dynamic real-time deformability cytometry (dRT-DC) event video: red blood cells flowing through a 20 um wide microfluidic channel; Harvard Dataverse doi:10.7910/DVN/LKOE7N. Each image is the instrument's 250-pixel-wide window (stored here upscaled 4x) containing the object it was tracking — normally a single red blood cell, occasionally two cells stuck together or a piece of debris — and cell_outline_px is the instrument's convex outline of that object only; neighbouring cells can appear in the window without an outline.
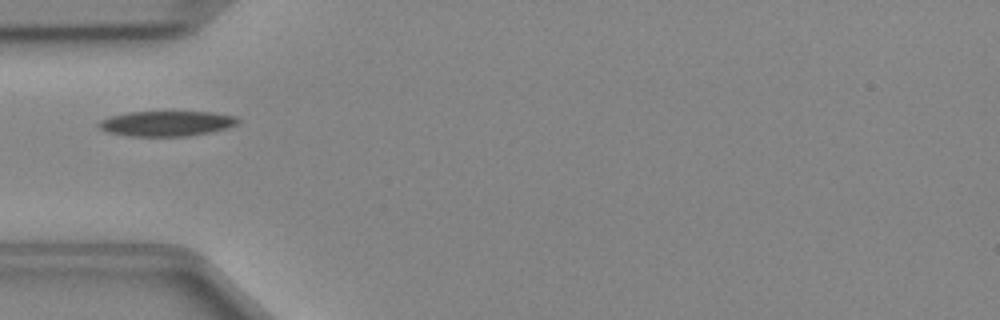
{"species": "Egyptian fruit bat (a non-hibernating species)", "species_latin": "Rousettus aegyptiacus", "temperature_condition": "cold", "stored_images_in_passage": 34, "camera_frame_rate_fps": 3000, "um_per_image_px": 0.085, "animal": {"sex": "female"}, "frame": {"image": 1, "passage_image": 1, "time_ms": 0.0, "image_size_px": [1000, 320], "cell_outline_px": [[240, 120], [236, 124], [228, 128], [212, 132], [188, 136], [128, 136], [108, 132], [100, 128], [96, 124], [100, 120], [112, 116], [128, 112], [212, 112], [236, 116]], "centroid_in_image_um": [14.18, 10.5], "position_along_channel_um": 70.8, "area_um2": 20.46}}
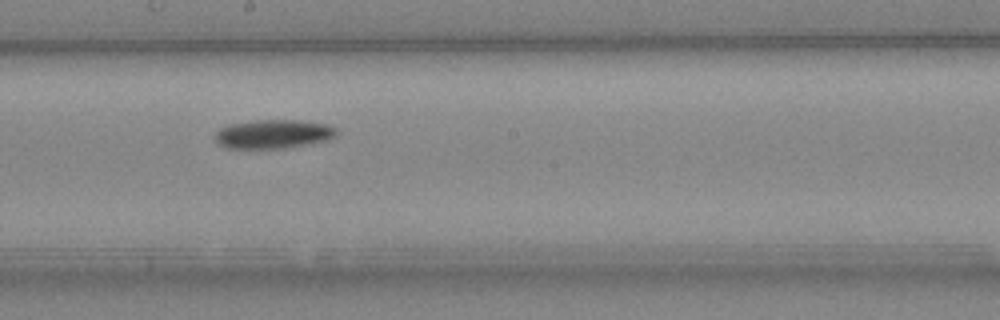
{"frame": {"image": 2, "passage_image": 12, "time_ms": 3.667, "image_size_px": [1000, 320], "cell_outline_px": [[336, 136], [328, 140], [312, 144], [284, 148], [224, 148], [216, 144], [216, 132], [220, 128], [228, 124], [256, 120], [296, 120], [328, 124], [336, 128]], "centroid_in_image_um": [23.23, 11.4], "position_along_channel_um": 225.0, "area_um2": 20.63}}
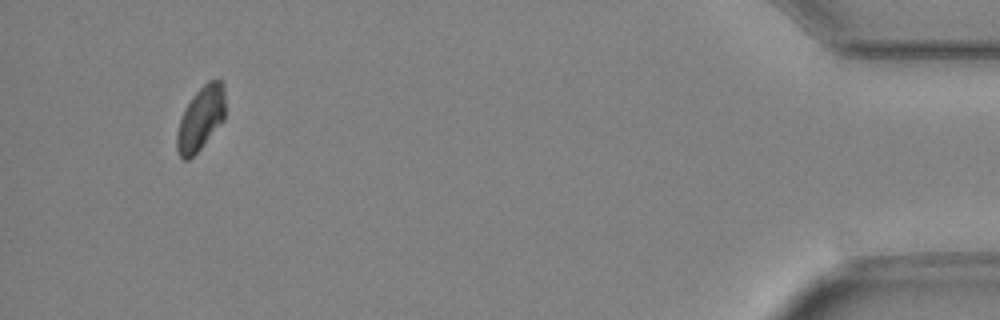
{"frame": {"image": 3, "passage_image": 31, "time_ms": 10.0, "image_size_px": [1000, 320], "cell_outline_px": [[224, 120], [200, 148], [188, 160], [184, 160], [180, 156], [176, 148], [176, 136], [180, 120], [192, 96], [208, 80], [220, 80], [224, 84]], "centroid_in_image_um": [17.06, 10.06], "position_along_channel_um": 418.1, "area_um2": 17.63}}